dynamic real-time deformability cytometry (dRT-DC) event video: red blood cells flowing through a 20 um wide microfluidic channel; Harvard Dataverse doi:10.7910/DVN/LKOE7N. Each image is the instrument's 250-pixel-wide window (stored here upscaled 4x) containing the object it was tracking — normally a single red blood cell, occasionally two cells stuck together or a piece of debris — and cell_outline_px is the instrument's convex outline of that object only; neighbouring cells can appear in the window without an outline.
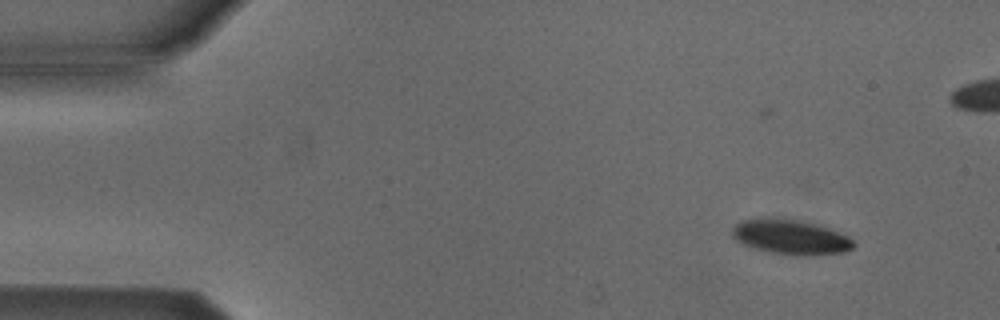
{"species": "Egyptian fruit bat (a non-hibernating species)", "species_latin": "Rousettus aegyptiacus", "temperature_condition": "cold", "stored_images_in_passage": 54, "camera_frame_rate_fps": 3000, "um_per_image_px": 0.085, "animal": {"sex": "male"}, "frame": {"image": 1, "passage_image": 5, "time_ms": 1.333, "image_size_px": [1000, 320], "cell_outline_px": [[856, 244], [852, 248], [844, 252], [812, 256], [796, 256], [768, 252], [752, 248], [736, 240], [732, 236], [732, 228], [736, 224], [744, 220], [792, 220], [812, 224], [848, 236]], "centroid_in_image_um": [67.21, 20.22], "position_along_channel_um": 17.8, "area_um2": 23.81}}
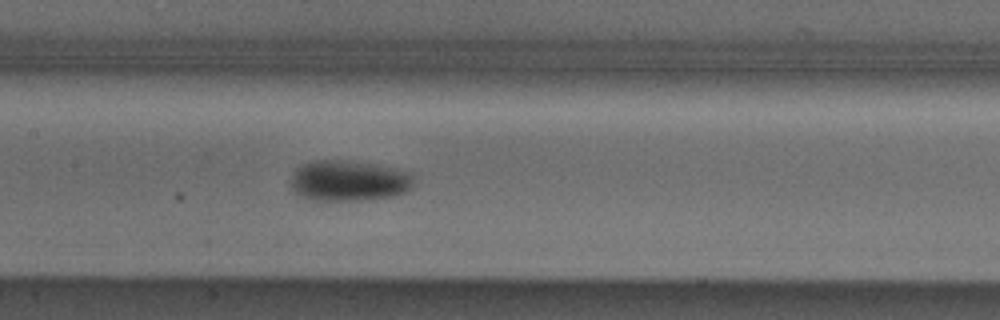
{"frame": {"image": 2, "passage_image": 25, "time_ms": 8.0, "image_size_px": [1000, 320], "cell_outline_px": [[412, 188], [408, 192], [392, 196], [356, 200], [308, 200], [296, 192], [292, 188], [292, 176], [296, 168], [304, 164], [316, 160], [340, 160], [372, 164], [412, 172]], "centroid_in_image_um": [29.66, 15.37], "position_along_channel_um": 177.7, "area_um2": 28.9}}
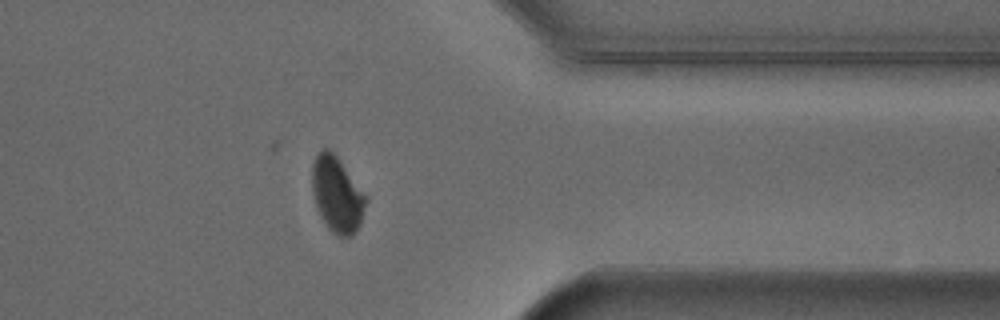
{"frame": {"image": 3, "passage_image": 42, "time_ms": 13.667, "image_size_px": [1000, 320], "cell_outline_px": [[368, 200], [360, 224], [352, 236], [340, 236], [332, 232], [328, 228], [320, 216], [312, 192], [312, 164], [316, 156], [324, 148], [328, 148], [336, 156], [368, 196]], "centroid_in_image_um": [28.66, 16.54], "position_along_channel_um": 382.7, "area_um2": 23.64}, "authors_computed_cell_mechanics": {"area_um2": 25.3453, "velocity_mm_per_s": 3.8439, "shape_relaxation_time_tau1_ms": 3.0288, "shape_relaxation_time_tau2_ms": null, "deformation_change_tau1": 0.1034, "deformation_change_tau2": null}}